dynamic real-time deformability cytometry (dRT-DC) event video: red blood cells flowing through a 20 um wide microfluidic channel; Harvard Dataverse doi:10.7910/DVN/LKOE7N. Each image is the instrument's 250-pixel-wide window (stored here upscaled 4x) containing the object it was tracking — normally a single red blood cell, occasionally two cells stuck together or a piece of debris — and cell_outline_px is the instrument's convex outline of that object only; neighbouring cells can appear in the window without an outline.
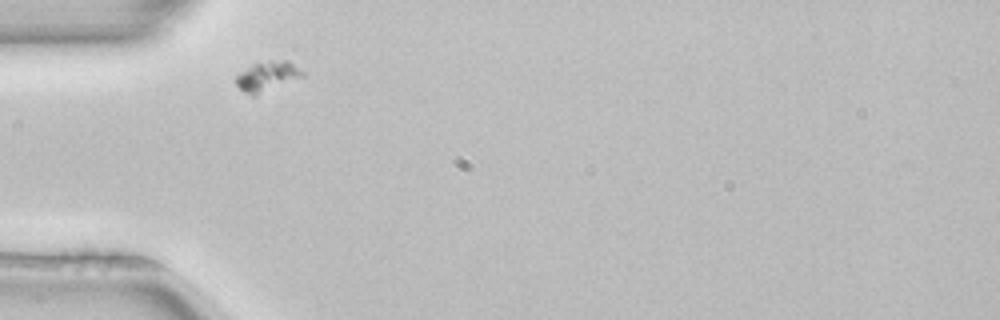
{"species": "common noctule bat (a hibernating species)", "species_latin": "Nyctalus noctula", "temperature_condition": "room temperature", "stored_images_in_passage": 6, "camera_frame_rate_fps": 3000, "um_per_image_px": 0.085, "animal": {"sex": "female", "body_mass_g": 22.7, "forearm_length_mm": 54.2}, "frame": {"image": 1, "passage_image": 1, "time_ms": 0.0, "image_size_px": [1000, 320], "cell_outline_px": [[304, 76], [256, 96], [252, 96], [244, 92], [236, 84], [236, 76], [240, 72], [252, 64], [284, 60], [288, 60], [304, 72]], "centroid_in_image_um": [22.71, 6.51], "position_along_channel_um": 62.3, "area_um2": 11.39}}